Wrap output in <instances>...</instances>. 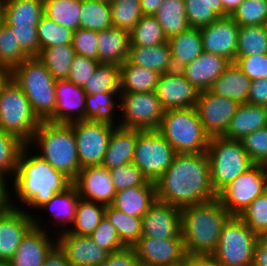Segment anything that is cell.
<instances>
[{
	"label": "cell",
	"mask_w": 267,
	"mask_h": 266,
	"mask_svg": "<svg viewBox=\"0 0 267 266\" xmlns=\"http://www.w3.org/2000/svg\"><path fill=\"white\" fill-rule=\"evenodd\" d=\"M176 152L158 130L137 129V141L132 163L155 183L172 164Z\"/></svg>",
	"instance_id": "10"
},
{
	"label": "cell",
	"mask_w": 267,
	"mask_h": 266,
	"mask_svg": "<svg viewBox=\"0 0 267 266\" xmlns=\"http://www.w3.org/2000/svg\"><path fill=\"white\" fill-rule=\"evenodd\" d=\"M98 31L78 28L73 32L72 47L75 54L98 61Z\"/></svg>",
	"instance_id": "55"
},
{
	"label": "cell",
	"mask_w": 267,
	"mask_h": 266,
	"mask_svg": "<svg viewBox=\"0 0 267 266\" xmlns=\"http://www.w3.org/2000/svg\"><path fill=\"white\" fill-rule=\"evenodd\" d=\"M240 104L208 91H201L196 110L206 133L211 137L223 136Z\"/></svg>",
	"instance_id": "14"
},
{
	"label": "cell",
	"mask_w": 267,
	"mask_h": 266,
	"mask_svg": "<svg viewBox=\"0 0 267 266\" xmlns=\"http://www.w3.org/2000/svg\"><path fill=\"white\" fill-rule=\"evenodd\" d=\"M98 64L99 61L97 60L75 54L67 79L75 85L83 87L95 72Z\"/></svg>",
	"instance_id": "56"
},
{
	"label": "cell",
	"mask_w": 267,
	"mask_h": 266,
	"mask_svg": "<svg viewBox=\"0 0 267 266\" xmlns=\"http://www.w3.org/2000/svg\"><path fill=\"white\" fill-rule=\"evenodd\" d=\"M231 216L218 197L182 208L181 234L186 254L212 255Z\"/></svg>",
	"instance_id": "3"
},
{
	"label": "cell",
	"mask_w": 267,
	"mask_h": 266,
	"mask_svg": "<svg viewBox=\"0 0 267 266\" xmlns=\"http://www.w3.org/2000/svg\"><path fill=\"white\" fill-rule=\"evenodd\" d=\"M43 15V0H3L1 21L7 27H37Z\"/></svg>",
	"instance_id": "27"
},
{
	"label": "cell",
	"mask_w": 267,
	"mask_h": 266,
	"mask_svg": "<svg viewBox=\"0 0 267 266\" xmlns=\"http://www.w3.org/2000/svg\"><path fill=\"white\" fill-rule=\"evenodd\" d=\"M184 266H222L212 255H190L185 256Z\"/></svg>",
	"instance_id": "64"
},
{
	"label": "cell",
	"mask_w": 267,
	"mask_h": 266,
	"mask_svg": "<svg viewBox=\"0 0 267 266\" xmlns=\"http://www.w3.org/2000/svg\"><path fill=\"white\" fill-rule=\"evenodd\" d=\"M86 94L120 93V65L99 63L95 72L82 87Z\"/></svg>",
	"instance_id": "41"
},
{
	"label": "cell",
	"mask_w": 267,
	"mask_h": 266,
	"mask_svg": "<svg viewBox=\"0 0 267 266\" xmlns=\"http://www.w3.org/2000/svg\"><path fill=\"white\" fill-rule=\"evenodd\" d=\"M132 247L138 259L153 266H178L187 255L182 238L140 237Z\"/></svg>",
	"instance_id": "19"
},
{
	"label": "cell",
	"mask_w": 267,
	"mask_h": 266,
	"mask_svg": "<svg viewBox=\"0 0 267 266\" xmlns=\"http://www.w3.org/2000/svg\"><path fill=\"white\" fill-rule=\"evenodd\" d=\"M131 46L151 47L165 42L162 26L154 15H142L140 21L130 32Z\"/></svg>",
	"instance_id": "45"
},
{
	"label": "cell",
	"mask_w": 267,
	"mask_h": 266,
	"mask_svg": "<svg viewBox=\"0 0 267 266\" xmlns=\"http://www.w3.org/2000/svg\"><path fill=\"white\" fill-rule=\"evenodd\" d=\"M43 266H71L64 252L56 244L47 254Z\"/></svg>",
	"instance_id": "61"
},
{
	"label": "cell",
	"mask_w": 267,
	"mask_h": 266,
	"mask_svg": "<svg viewBox=\"0 0 267 266\" xmlns=\"http://www.w3.org/2000/svg\"><path fill=\"white\" fill-rule=\"evenodd\" d=\"M156 199L184 208L218 197L210 179L206 152L176 153L172 164L155 182Z\"/></svg>",
	"instance_id": "1"
},
{
	"label": "cell",
	"mask_w": 267,
	"mask_h": 266,
	"mask_svg": "<svg viewBox=\"0 0 267 266\" xmlns=\"http://www.w3.org/2000/svg\"><path fill=\"white\" fill-rule=\"evenodd\" d=\"M239 217L259 237H267V191L257 197Z\"/></svg>",
	"instance_id": "51"
},
{
	"label": "cell",
	"mask_w": 267,
	"mask_h": 266,
	"mask_svg": "<svg viewBox=\"0 0 267 266\" xmlns=\"http://www.w3.org/2000/svg\"><path fill=\"white\" fill-rule=\"evenodd\" d=\"M135 266H153V265L137 258L135 262Z\"/></svg>",
	"instance_id": "68"
},
{
	"label": "cell",
	"mask_w": 267,
	"mask_h": 266,
	"mask_svg": "<svg viewBox=\"0 0 267 266\" xmlns=\"http://www.w3.org/2000/svg\"><path fill=\"white\" fill-rule=\"evenodd\" d=\"M40 122L25 93L9 76L0 87V130L28 145Z\"/></svg>",
	"instance_id": "8"
},
{
	"label": "cell",
	"mask_w": 267,
	"mask_h": 266,
	"mask_svg": "<svg viewBox=\"0 0 267 266\" xmlns=\"http://www.w3.org/2000/svg\"><path fill=\"white\" fill-rule=\"evenodd\" d=\"M29 57L20 47L15 34L0 21V65L9 72Z\"/></svg>",
	"instance_id": "48"
},
{
	"label": "cell",
	"mask_w": 267,
	"mask_h": 266,
	"mask_svg": "<svg viewBox=\"0 0 267 266\" xmlns=\"http://www.w3.org/2000/svg\"><path fill=\"white\" fill-rule=\"evenodd\" d=\"M160 75L126 60L120 65V93L155 92Z\"/></svg>",
	"instance_id": "34"
},
{
	"label": "cell",
	"mask_w": 267,
	"mask_h": 266,
	"mask_svg": "<svg viewBox=\"0 0 267 266\" xmlns=\"http://www.w3.org/2000/svg\"><path fill=\"white\" fill-rule=\"evenodd\" d=\"M112 27L110 2L82 0L79 28L103 31Z\"/></svg>",
	"instance_id": "40"
},
{
	"label": "cell",
	"mask_w": 267,
	"mask_h": 266,
	"mask_svg": "<svg viewBox=\"0 0 267 266\" xmlns=\"http://www.w3.org/2000/svg\"><path fill=\"white\" fill-rule=\"evenodd\" d=\"M239 25L231 16L220 17L200 28L203 51L225 57L235 62Z\"/></svg>",
	"instance_id": "17"
},
{
	"label": "cell",
	"mask_w": 267,
	"mask_h": 266,
	"mask_svg": "<svg viewBox=\"0 0 267 266\" xmlns=\"http://www.w3.org/2000/svg\"><path fill=\"white\" fill-rule=\"evenodd\" d=\"M105 217L115 226L125 246H133L142 236V217H133L112 205L105 207Z\"/></svg>",
	"instance_id": "43"
},
{
	"label": "cell",
	"mask_w": 267,
	"mask_h": 266,
	"mask_svg": "<svg viewBox=\"0 0 267 266\" xmlns=\"http://www.w3.org/2000/svg\"><path fill=\"white\" fill-rule=\"evenodd\" d=\"M44 15L73 31L79 28L82 0H43Z\"/></svg>",
	"instance_id": "39"
},
{
	"label": "cell",
	"mask_w": 267,
	"mask_h": 266,
	"mask_svg": "<svg viewBox=\"0 0 267 266\" xmlns=\"http://www.w3.org/2000/svg\"><path fill=\"white\" fill-rule=\"evenodd\" d=\"M90 236L98 246L105 249L109 253L125 247V245L119 238L115 226L107 217H104L102 219L100 224L96 227V229Z\"/></svg>",
	"instance_id": "54"
},
{
	"label": "cell",
	"mask_w": 267,
	"mask_h": 266,
	"mask_svg": "<svg viewBox=\"0 0 267 266\" xmlns=\"http://www.w3.org/2000/svg\"><path fill=\"white\" fill-rule=\"evenodd\" d=\"M240 141L254 164L267 166V127L248 134Z\"/></svg>",
	"instance_id": "53"
},
{
	"label": "cell",
	"mask_w": 267,
	"mask_h": 266,
	"mask_svg": "<svg viewBox=\"0 0 267 266\" xmlns=\"http://www.w3.org/2000/svg\"><path fill=\"white\" fill-rule=\"evenodd\" d=\"M9 76L25 93L39 120L54 122L56 80L38 57H27Z\"/></svg>",
	"instance_id": "5"
},
{
	"label": "cell",
	"mask_w": 267,
	"mask_h": 266,
	"mask_svg": "<svg viewBox=\"0 0 267 266\" xmlns=\"http://www.w3.org/2000/svg\"><path fill=\"white\" fill-rule=\"evenodd\" d=\"M171 47L172 71H181L203 52L199 28H189L168 40Z\"/></svg>",
	"instance_id": "31"
},
{
	"label": "cell",
	"mask_w": 267,
	"mask_h": 266,
	"mask_svg": "<svg viewBox=\"0 0 267 266\" xmlns=\"http://www.w3.org/2000/svg\"><path fill=\"white\" fill-rule=\"evenodd\" d=\"M244 0H221L224 8V17L230 16L232 12L243 2Z\"/></svg>",
	"instance_id": "66"
},
{
	"label": "cell",
	"mask_w": 267,
	"mask_h": 266,
	"mask_svg": "<svg viewBox=\"0 0 267 266\" xmlns=\"http://www.w3.org/2000/svg\"><path fill=\"white\" fill-rule=\"evenodd\" d=\"M119 126L141 131L157 130L164 116L165 109L155 92L120 93Z\"/></svg>",
	"instance_id": "11"
},
{
	"label": "cell",
	"mask_w": 267,
	"mask_h": 266,
	"mask_svg": "<svg viewBox=\"0 0 267 266\" xmlns=\"http://www.w3.org/2000/svg\"><path fill=\"white\" fill-rule=\"evenodd\" d=\"M70 125L76 139L80 166H101L116 126L91 120L76 121Z\"/></svg>",
	"instance_id": "13"
},
{
	"label": "cell",
	"mask_w": 267,
	"mask_h": 266,
	"mask_svg": "<svg viewBox=\"0 0 267 266\" xmlns=\"http://www.w3.org/2000/svg\"><path fill=\"white\" fill-rule=\"evenodd\" d=\"M0 266H10L9 262L0 261Z\"/></svg>",
	"instance_id": "70"
},
{
	"label": "cell",
	"mask_w": 267,
	"mask_h": 266,
	"mask_svg": "<svg viewBox=\"0 0 267 266\" xmlns=\"http://www.w3.org/2000/svg\"><path fill=\"white\" fill-rule=\"evenodd\" d=\"M56 235V244L64 252L71 266H102L109 255L91 236L74 235L67 231Z\"/></svg>",
	"instance_id": "22"
},
{
	"label": "cell",
	"mask_w": 267,
	"mask_h": 266,
	"mask_svg": "<svg viewBox=\"0 0 267 266\" xmlns=\"http://www.w3.org/2000/svg\"><path fill=\"white\" fill-rule=\"evenodd\" d=\"M119 96L120 93L86 94V120L119 126V120L114 118L117 117L115 112L119 103L116 101Z\"/></svg>",
	"instance_id": "36"
},
{
	"label": "cell",
	"mask_w": 267,
	"mask_h": 266,
	"mask_svg": "<svg viewBox=\"0 0 267 266\" xmlns=\"http://www.w3.org/2000/svg\"><path fill=\"white\" fill-rule=\"evenodd\" d=\"M252 266H267V237H259L257 240Z\"/></svg>",
	"instance_id": "62"
},
{
	"label": "cell",
	"mask_w": 267,
	"mask_h": 266,
	"mask_svg": "<svg viewBox=\"0 0 267 266\" xmlns=\"http://www.w3.org/2000/svg\"><path fill=\"white\" fill-rule=\"evenodd\" d=\"M14 207L0 213V261L9 262L23 237L34 226L33 215Z\"/></svg>",
	"instance_id": "20"
},
{
	"label": "cell",
	"mask_w": 267,
	"mask_h": 266,
	"mask_svg": "<svg viewBox=\"0 0 267 266\" xmlns=\"http://www.w3.org/2000/svg\"><path fill=\"white\" fill-rule=\"evenodd\" d=\"M98 61L121 65L128 58L130 33L119 28L98 31Z\"/></svg>",
	"instance_id": "29"
},
{
	"label": "cell",
	"mask_w": 267,
	"mask_h": 266,
	"mask_svg": "<svg viewBox=\"0 0 267 266\" xmlns=\"http://www.w3.org/2000/svg\"><path fill=\"white\" fill-rule=\"evenodd\" d=\"M259 236L239 216L225 223L216 251L212 254L222 266H252Z\"/></svg>",
	"instance_id": "9"
},
{
	"label": "cell",
	"mask_w": 267,
	"mask_h": 266,
	"mask_svg": "<svg viewBox=\"0 0 267 266\" xmlns=\"http://www.w3.org/2000/svg\"><path fill=\"white\" fill-rule=\"evenodd\" d=\"M111 178L116 192L146 185L149 181L134 164H125L110 170Z\"/></svg>",
	"instance_id": "52"
},
{
	"label": "cell",
	"mask_w": 267,
	"mask_h": 266,
	"mask_svg": "<svg viewBox=\"0 0 267 266\" xmlns=\"http://www.w3.org/2000/svg\"><path fill=\"white\" fill-rule=\"evenodd\" d=\"M9 77V71L0 65V87Z\"/></svg>",
	"instance_id": "67"
},
{
	"label": "cell",
	"mask_w": 267,
	"mask_h": 266,
	"mask_svg": "<svg viewBox=\"0 0 267 266\" xmlns=\"http://www.w3.org/2000/svg\"><path fill=\"white\" fill-rule=\"evenodd\" d=\"M230 16L239 26L267 25V0H244Z\"/></svg>",
	"instance_id": "50"
},
{
	"label": "cell",
	"mask_w": 267,
	"mask_h": 266,
	"mask_svg": "<svg viewBox=\"0 0 267 266\" xmlns=\"http://www.w3.org/2000/svg\"><path fill=\"white\" fill-rule=\"evenodd\" d=\"M231 62L225 57L203 51L181 70L182 74L201 91H208Z\"/></svg>",
	"instance_id": "24"
},
{
	"label": "cell",
	"mask_w": 267,
	"mask_h": 266,
	"mask_svg": "<svg viewBox=\"0 0 267 266\" xmlns=\"http://www.w3.org/2000/svg\"><path fill=\"white\" fill-rule=\"evenodd\" d=\"M266 191L267 166L254 164L224 188L218 194V198L232 216H239Z\"/></svg>",
	"instance_id": "12"
},
{
	"label": "cell",
	"mask_w": 267,
	"mask_h": 266,
	"mask_svg": "<svg viewBox=\"0 0 267 266\" xmlns=\"http://www.w3.org/2000/svg\"><path fill=\"white\" fill-rule=\"evenodd\" d=\"M25 145L19 156L11 187L18 200L25 204L26 212L29 209L38 210L48 202L54 194L64 191L72 181L62 172L57 171L47 161L36 153L28 150ZM29 151V152H28ZM31 153V155H30ZM14 182V183H13Z\"/></svg>",
	"instance_id": "2"
},
{
	"label": "cell",
	"mask_w": 267,
	"mask_h": 266,
	"mask_svg": "<svg viewBox=\"0 0 267 266\" xmlns=\"http://www.w3.org/2000/svg\"><path fill=\"white\" fill-rule=\"evenodd\" d=\"M137 129L117 126L113 130L101 166L111 170L133 161Z\"/></svg>",
	"instance_id": "26"
},
{
	"label": "cell",
	"mask_w": 267,
	"mask_h": 266,
	"mask_svg": "<svg viewBox=\"0 0 267 266\" xmlns=\"http://www.w3.org/2000/svg\"><path fill=\"white\" fill-rule=\"evenodd\" d=\"M37 32L40 51L53 46L72 44L74 31L43 15L37 24Z\"/></svg>",
	"instance_id": "47"
},
{
	"label": "cell",
	"mask_w": 267,
	"mask_h": 266,
	"mask_svg": "<svg viewBox=\"0 0 267 266\" xmlns=\"http://www.w3.org/2000/svg\"><path fill=\"white\" fill-rule=\"evenodd\" d=\"M157 130L176 153H204L210 142L195 107L165 110Z\"/></svg>",
	"instance_id": "6"
},
{
	"label": "cell",
	"mask_w": 267,
	"mask_h": 266,
	"mask_svg": "<svg viewBox=\"0 0 267 266\" xmlns=\"http://www.w3.org/2000/svg\"><path fill=\"white\" fill-rule=\"evenodd\" d=\"M136 252L132 246L109 253L106 262L102 266H135Z\"/></svg>",
	"instance_id": "59"
},
{
	"label": "cell",
	"mask_w": 267,
	"mask_h": 266,
	"mask_svg": "<svg viewBox=\"0 0 267 266\" xmlns=\"http://www.w3.org/2000/svg\"><path fill=\"white\" fill-rule=\"evenodd\" d=\"M28 146L30 149L33 146L39 149L38 152L35 151L36 154L71 181L82 168L73 127L70 124L41 121Z\"/></svg>",
	"instance_id": "4"
},
{
	"label": "cell",
	"mask_w": 267,
	"mask_h": 266,
	"mask_svg": "<svg viewBox=\"0 0 267 266\" xmlns=\"http://www.w3.org/2000/svg\"><path fill=\"white\" fill-rule=\"evenodd\" d=\"M141 237L182 238L181 208L156 199L142 216Z\"/></svg>",
	"instance_id": "16"
},
{
	"label": "cell",
	"mask_w": 267,
	"mask_h": 266,
	"mask_svg": "<svg viewBox=\"0 0 267 266\" xmlns=\"http://www.w3.org/2000/svg\"><path fill=\"white\" fill-rule=\"evenodd\" d=\"M186 17L191 28L208 26L224 17L221 0H184Z\"/></svg>",
	"instance_id": "42"
},
{
	"label": "cell",
	"mask_w": 267,
	"mask_h": 266,
	"mask_svg": "<svg viewBox=\"0 0 267 266\" xmlns=\"http://www.w3.org/2000/svg\"><path fill=\"white\" fill-rule=\"evenodd\" d=\"M235 63L251 81L267 78V54L236 57Z\"/></svg>",
	"instance_id": "57"
},
{
	"label": "cell",
	"mask_w": 267,
	"mask_h": 266,
	"mask_svg": "<svg viewBox=\"0 0 267 266\" xmlns=\"http://www.w3.org/2000/svg\"><path fill=\"white\" fill-rule=\"evenodd\" d=\"M11 180L7 176L0 174V213L8 211L14 207L13 201H11V196L9 192L7 181Z\"/></svg>",
	"instance_id": "63"
},
{
	"label": "cell",
	"mask_w": 267,
	"mask_h": 266,
	"mask_svg": "<svg viewBox=\"0 0 267 266\" xmlns=\"http://www.w3.org/2000/svg\"><path fill=\"white\" fill-rule=\"evenodd\" d=\"M105 207L80 197L76 207L75 221L67 232L90 236L105 217Z\"/></svg>",
	"instance_id": "37"
},
{
	"label": "cell",
	"mask_w": 267,
	"mask_h": 266,
	"mask_svg": "<svg viewBox=\"0 0 267 266\" xmlns=\"http://www.w3.org/2000/svg\"><path fill=\"white\" fill-rule=\"evenodd\" d=\"M267 54V25L239 26L236 57Z\"/></svg>",
	"instance_id": "44"
},
{
	"label": "cell",
	"mask_w": 267,
	"mask_h": 266,
	"mask_svg": "<svg viewBox=\"0 0 267 266\" xmlns=\"http://www.w3.org/2000/svg\"><path fill=\"white\" fill-rule=\"evenodd\" d=\"M206 154L211 184L217 195L254 165L240 140L223 136L210 138Z\"/></svg>",
	"instance_id": "7"
},
{
	"label": "cell",
	"mask_w": 267,
	"mask_h": 266,
	"mask_svg": "<svg viewBox=\"0 0 267 266\" xmlns=\"http://www.w3.org/2000/svg\"><path fill=\"white\" fill-rule=\"evenodd\" d=\"M127 60L131 64L154 70L159 74L172 71L169 42L151 47L130 46Z\"/></svg>",
	"instance_id": "33"
},
{
	"label": "cell",
	"mask_w": 267,
	"mask_h": 266,
	"mask_svg": "<svg viewBox=\"0 0 267 266\" xmlns=\"http://www.w3.org/2000/svg\"><path fill=\"white\" fill-rule=\"evenodd\" d=\"M72 184L81 198L104 206L112 205L116 195L110 170L103 166L81 168Z\"/></svg>",
	"instance_id": "21"
},
{
	"label": "cell",
	"mask_w": 267,
	"mask_h": 266,
	"mask_svg": "<svg viewBox=\"0 0 267 266\" xmlns=\"http://www.w3.org/2000/svg\"><path fill=\"white\" fill-rule=\"evenodd\" d=\"M2 5H3V0H0V19H2Z\"/></svg>",
	"instance_id": "69"
},
{
	"label": "cell",
	"mask_w": 267,
	"mask_h": 266,
	"mask_svg": "<svg viewBox=\"0 0 267 266\" xmlns=\"http://www.w3.org/2000/svg\"><path fill=\"white\" fill-rule=\"evenodd\" d=\"M156 201L155 183L116 192L112 206L133 217H142Z\"/></svg>",
	"instance_id": "28"
},
{
	"label": "cell",
	"mask_w": 267,
	"mask_h": 266,
	"mask_svg": "<svg viewBox=\"0 0 267 266\" xmlns=\"http://www.w3.org/2000/svg\"><path fill=\"white\" fill-rule=\"evenodd\" d=\"M74 55L72 44H66L42 49L37 57L57 80L68 78Z\"/></svg>",
	"instance_id": "38"
},
{
	"label": "cell",
	"mask_w": 267,
	"mask_h": 266,
	"mask_svg": "<svg viewBox=\"0 0 267 266\" xmlns=\"http://www.w3.org/2000/svg\"><path fill=\"white\" fill-rule=\"evenodd\" d=\"M112 25L131 32L142 17L140 0H111Z\"/></svg>",
	"instance_id": "46"
},
{
	"label": "cell",
	"mask_w": 267,
	"mask_h": 266,
	"mask_svg": "<svg viewBox=\"0 0 267 266\" xmlns=\"http://www.w3.org/2000/svg\"><path fill=\"white\" fill-rule=\"evenodd\" d=\"M15 34L21 49L29 56L39 53V40L37 27H8Z\"/></svg>",
	"instance_id": "58"
},
{
	"label": "cell",
	"mask_w": 267,
	"mask_h": 266,
	"mask_svg": "<svg viewBox=\"0 0 267 266\" xmlns=\"http://www.w3.org/2000/svg\"><path fill=\"white\" fill-rule=\"evenodd\" d=\"M155 94L163 108L169 110L195 107L201 90L190 83L181 71H170L160 75Z\"/></svg>",
	"instance_id": "15"
},
{
	"label": "cell",
	"mask_w": 267,
	"mask_h": 266,
	"mask_svg": "<svg viewBox=\"0 0 267 266\" xmlns=\"http://www.w3.org/2000/svg\"><path fill=\"white\" fill-rule=\"evenodd\" d=\"M56 107L54 123L70 124L86 120V92L68 79L55 83Z\"/></svg>",
	"instance_id": "23"
},
{
	"label": "cell",
	"mask_w": 267,
	"mask_h": 266,
	"mask_svg": "<svg viewBox=\"0 0 267 266\" xmlns=\"http://www.w3.org/2000/svg\"><path fill=\"white\" fill-rule=\"evenodd\" d=\"M79 194L77 192L76 187L71 184L69 187H67L64 191L56 193L53 195V197L43 204L38 211L43 210H50L49 216H51L50 220H54L55 223L61 224V226H64L60 229L58 227V231L56 232H63L68 231L70 229L71 224L75 221V214H76V207L77 203L79 201ZM69 226V227H68Z\"/></svg>",
	"instance_id": "32"
},
{
	"label": "cell",
	"mask_w": 267,
	"mask_h": 266,
	"mask_svg": "<svg viewBox=\"0 0 267 266\" xmlns=\"http://www.w3.org/2000/svg\"><path fill=\"white\" fill-rule=\"evenodd\" d=\"M34 226L23 237L16 253L9 261L10 266H43L50 250L56 245V236L49 237L38 215H33ZM42 225V226H41ZM43 227V228H42Z\"/></svg>",
	"instance_id": "18"
},
{
	"label": "cell",
	"mask_w": 267,
	"mask_h": 266,
	"mask_svg": "<svg viewBox=\"0 0 267 266\" xmlns=\"http://www.w3.org/2000/svg\"><path fill=\"white\" fill-rule=\"evenodd\" d=\"M265 127H267V107L244 103L236 109L223 137L242 140L248 134Z\"/></svg>",
	"instance_id": "25"
},
{
	"label": "cell",
	"mask_w": 267,
	"mask_h": 266,
	"mask_svg": "<svg viewBox=\"0 0 267 266\" xmlns=\"http://www.w3.org/2000/svg\"><path fill=\"white\" fill-rule=\"evenodd\" d=\"M24 146L16 136L0 130V174L10 176V179L14 177L18 156Z\"/></svg>",
	"instance_id": "49"
},
{
	"label": "cell",
	"mask_w": 267,
	"mask_h": 266,
	"mask_svg": "<svg viewBox=\"0 0 267 266\" xmlns=\"http://www.w3.org/2000/svg\"><path fill=\"white\" fill-rule=\"evenodd\" d=\"M164 0H140L142 15H154Z\"/></svg>",
	"instance_id": "65"
},
{
	"label": "cell",
	"mask_w": 267,
	"mask_h": 266,
	"mask_svg": "<svg viewBox=\"0 0 267 266\" xmlns=\"http://www.w3.org/2000/svg\"><path fill=\"white\" fill-rule=\"evenodd\" d=\"M252 81L231 62L224 73L213 82L209 91L217 96L233 99L239 104L247 103Z\"/></svg>",
	"instance_id": "30"
},
{
	"label": "cell",
	"mask_w": 267,
	"mask_h": 266,
	"mask_svg": "<svg viewBox=\"0 0 267 266\" xmlns=\"http://www.w3.org/2000/svg\"><path fill=\"white\" fill-rule=\"evenodd\" d=\"M154 16L168 40L190 28L184 0H164Z\"/></svg>",
	"instance_id": "35"
},
{
	"label": "cell",
	"mask_w": 267,
	"mask_h": 266,
	"mask_svg": "<svg viewBox=\"0 0 267 266\" xmlns=\"http://www.w3.org/2000/svg\"><path fill=\"white\" fill-rule=\"evenodd\" d=\"M247 103L267 107V78L252 81Z\"/></svg>",
	"instance_id": "60"
}]
</instances>
